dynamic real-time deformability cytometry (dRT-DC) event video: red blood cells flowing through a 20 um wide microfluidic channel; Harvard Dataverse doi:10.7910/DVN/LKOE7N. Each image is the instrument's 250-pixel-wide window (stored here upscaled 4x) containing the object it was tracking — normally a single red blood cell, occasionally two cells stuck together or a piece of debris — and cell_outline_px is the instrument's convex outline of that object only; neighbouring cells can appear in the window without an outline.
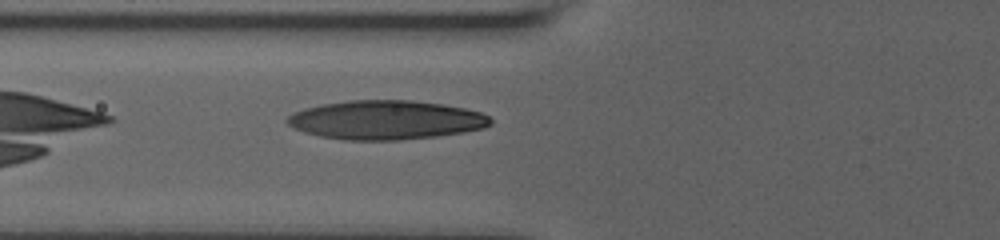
{"species": "human", "species_latin": "Homo sapiens", "temperature_condition": "room temperature", "stored_images_in_passage": 16, "camera_frame_rate_fps": 3000, "um_per_image_px": 0.085, "donor": {"sex": "male"}, "frame": {"image": 1, "passage_image": 3, "time_ms": 0.667, "image_size_px": [1000, 240], "cell_outline_px": [[492, 124], [484, 128], [464, 132], [436, 136], [400, 140], [344, 140], [320, 136], [304, 132], [288, 124], [284, 120], [288, 116], [304, 108], [324, 104], [348, 100], [412, 100], [444, 104], [464, 108], [480, 112], [488, 116], [492, 120]], "centroid_in_image_um": [32.82, 10.2], "position_along_channel_um": 93.0, "area_um2": 46.24}}
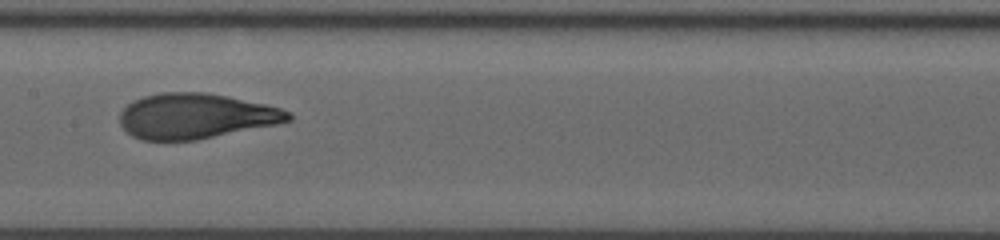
{"frame": {"image": 2, "passage_image": 10, "time_ms": 3.333, "image_size_px": [1000, 240], "cell_outline_px": [[292, 120], [276, 124], [196, 140], [144, 140], [132, 136], [120, 124], [120, 112], [128, 104], [144, 96], [160, 92], [204, 92], [228, 96], [264, 104], [280, 108], [292, 112]], "centroid_in_image_um": [16.64, 9.86], "position_along_channel_um": 190.8, "area_um2": 44.22}}
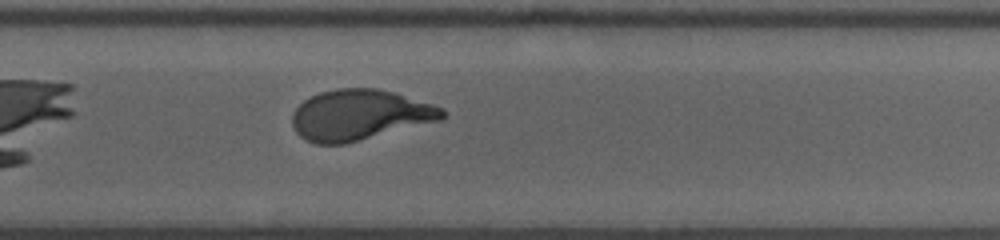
{"frame": {"image": 3, "passage_image": 16, "time_ms": 6.333, "image_size_px": [1000, 240], "cell_outline_px": [[448, 112], [444, 120], [344, 144], [316, 144], [300, 136], [296, 132], [292, 124], [292, 112], [304, 100], [320, 92], [336, 88], [376, 88], [392, 92], [432, 104], [444, 108]], "centroid_in_image_um": [30.61, 9.78], "position_along_channel_um": 299.2, "area_um2": 44.39}}